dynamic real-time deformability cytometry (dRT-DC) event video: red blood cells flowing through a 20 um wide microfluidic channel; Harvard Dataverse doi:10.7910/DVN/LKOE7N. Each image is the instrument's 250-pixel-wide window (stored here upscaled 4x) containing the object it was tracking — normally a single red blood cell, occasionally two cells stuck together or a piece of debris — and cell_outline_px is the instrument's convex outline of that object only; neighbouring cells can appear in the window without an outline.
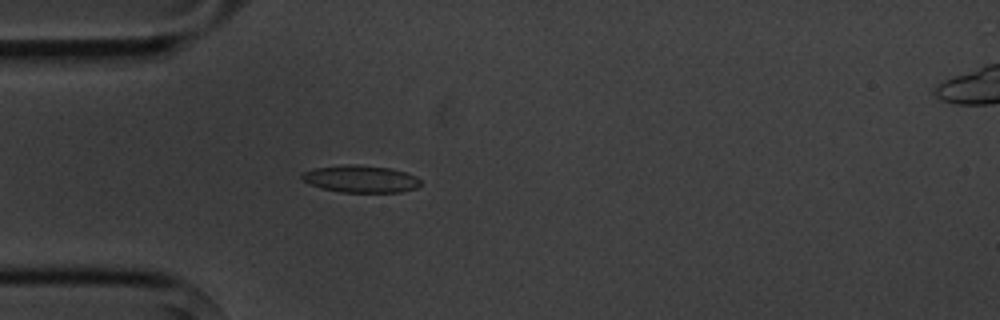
{"species": "common noctule bat (a hibernating species)", "species_latin": "Nyctalus noctula", "temperature_condition": "cold", "stored_images_in_passage": 3, "camera_frame_rate_fps": 3000, "um_per_image_px": 0.085, "animal": {"sex": "male", "body_mass_g": 20.1, "forearm_length_mm": 53.5}, "frame": {"image": 1, "passage_image": 3, "time_ms": 2.333, "image_size_px": [1000, 320], "cell_outline_px": [[420, 184], [416, 188], [400, 192], [340, 192], [320, 188], [304, 180], [300, 176], [304, 172], [312, 168], [344, 164], [360, 164], [388, 168], [404, 172], [416, 176], [420, 180]], "centroid_in_image_um": [30.64, 15.2], "position_along_channel_um": 54.4, "area_um2": 18.79}}